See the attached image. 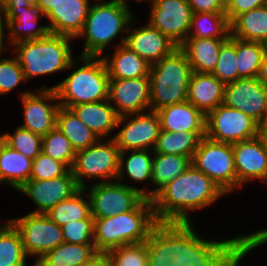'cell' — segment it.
<instances>
[{
  "instance_id": "cell-34",
  "label": "cell",
  "mask_w": 267,
  "mask_h": 266,
  "mask_svg": "<svg viewBox=\"0 0 267 266\" xmlns=\"http://www.w3.org/2000/svg\"><path fill=\"white\" fill-rule=\"evenodd\" d=\"M203 137H205V132L175 133L161 130L153 151L160 154L186 156L192 160Z\"/></svg>"
},
{
  "instance_id": "cell-43",
  "label": "cell",
  "mask_w": 267,
  "mask_h": 266,
  "mask_svg": "<svg viewBox=\"0 0 267 266\" xmlns=\"http://www.w3.org/2000/svg\"><path fill=\"white\" fill-rule=\"evenodd\" d=\"M26 82L23 68L14 54L10 58H0V96L11 93Z\"/></svg>"
},
{
  "instance_id": "cell-54",
  "label": "cell",
  "mask_w": 267,
  "mask_h": 266,
  "mask_svg": "<svg viewBox=\"0 0 267 266\" xmlns=\"http://www.w3.org/2000/svg\"><path fill=\"white\" fill-rule=\"evenodd\" d=\"M257 78L267 88V55H265L262 61Z\"/></svg>"
},
{
  "instance_id": "cell-45",
  "label": "cell",
  "mask_w": 267,
  "mask_h": 266,
  "mask_svg": "<svg viewBox=\"0 0 267 266\" xmlns=\"http://www.w3.org/2000/svg\"><path fill=\"white\" fill-rule=\"evenodd\" d=\"M70 169L62 162L41 152L32 162L29 180H48L65 175Z\"/></svg>"
},
{
  "instance_id": "cell-30",
  "label": "cell",
  "mask_w": 267,
  "mask_h": 266,
  "mask_svg": "<svg viewBox=\"0 0 267 266\" xmlns=\"http://www.w3.org/2000/svg\"><path fill=\"white\" fill-rule=\"evenodd\" d=\"M230 36L265 44L267 42V5L238 15L230 23Z\"/></svg>"
},
{
  "instance_id": "cell-41",
  "label": "cell",
  "mask_w": 267,
  "mask_h": 266,
  "mask_svg": "<svg viewBox=\"0 0 267 266\" xmlns=\"http://www.w3.org/2000/svg\"><path fill=\"white\" fill-rule=\"evenodd\" d=\"M236 60L237 38L229 36V39L220 48L218 63L212 74L224 84L236 81L238 79Z\"/></svg>"
},
{
  "instance_id": "cell-13",
  "label": "cell",
  "mask_w": 267,
  "mask_h": 266,
  "mask_svg": "<svg viewBox=\"0 0 267 266\" xmlns=\"http://www.w3.org/2000/svg\"><path fill=\"white\" fill-rule=\"evenodd\" d=\"M114 140L121 152L127 150L153 151L161 131L156 111L119 116Z\"/></svg>"
},
{
  "instance_id": "cell-22",
  "label": "cell",
  "mask_w": 267,
  "mask_h": 266,
  "mask_svg": "<svg viewBox=\"0 0 267 266\" xmlns=\"http://www.w3.org/2000/svg\"><path fill=\"white\" fill-rule=\"evenodd\" d=\"M90 1L94 0H60L52 6L45 14L50 33L76 39L83 30Z\"/></svg>"
},
{
  "instance_id": "cell-35",
  "label": "cell",
  "mask_w": 267,
  "mask_h": 266,
  "mask_svg": "<svg viewBox=\"0 0 267 266\" xmlns=\"http://www.w3.org/2000/svg\"><path fill=\"white\" fill-rule=\"evenodd\" d=\"M45 215L60 227L70 221L88 219L91 216V208L86 190L80 188L70 198L51 208Z\"/></svg>"
},
{
  "instance_id": "cell-15",
  "label": "cell",
  "mask_w": 267,
  "mask_h": 266,
  "mask_svg": "<svg viewBox=\"0 0 267 266\" xmlns=\"http://www.w3.org/2000/svg\"><path fill=\"white\" fill-rule=\"evenodd\" d=\"M148 23L178 47L188 37L192 9L187 0H151Z\"/></svg>"
},
{
  "instance_id": "cell-32",
  "label": "cell",
  "mask_w": 267,
  "mask_h": 266,
  "mask_svg": "<svg viewBox=\"0 0 267 266\" xmlns=\"http://www.w3.org/2000/svg\"><path fill=\"white\" fill-rule=\"evenodd\" d=\"M56 128L71 142L75 152L84 150L99 140L71 109L64 107L58 110Z\"/></svg>"
},
{
  "instance_id": "cell-5",
  "label": "cell",
  "mask_w": 267,
  "mask_h": 266,
  "mask_svg": "<svg viewBox=\"0 0 267 266\" xmlns=\"http://www.w3.org/2000/svg\"><path fill=\"white\" fill-rule=\"evenodd\" d=\"M74 40L65 35L49 33L39 39L18 42L11 49L29 82L36 77L65 72L76 57L71 47Z\"/></svg>"
},
{
  "instance_id": "cell-33",
  "label": "cell",
  "mask_w": 267,
  "mask_h": 266,
  "mask_svg": "<svg viewBox=\"0 0 267 266\" xmlns=\"http://www.w3.org/2000/svg\"><path fill=\"white\" fill-rule=\"evenodd\" d=\"M95 252L94 244L61 243L46 252L37 262L38 266H82Z\"/></svg>"
},
{
  "instance_id": "cell-38",
  "label": "cell",
  "mask_w": 267,
  "mask_h": 266,
  "mask_svg": "<svg viewBox=\"0 0 267 266\" xmlns=\"http://www.w3.org/2000/svg\"><path fill=\"white\" fill-rule=\"evenodd\" d=\"M266 55L264 43L237 38V70L239 78H255Z\"/></svg>"
},
{
  "instance_id": "cell-52",
  "label": "cell",
  "mask_w": 267,
  "mask_h": 266,
  "mask_svg": "<svg viewBox=\"0 0 267 266\" xmlns=\"http://www.w3.org/2000/svg\"><path fill=\"white\" fill-rule=\"evenodd\" d=\"M60 0H34L35 5L45 15L52 6H55Z\"/></svg>"
},
{
  "instance_id": "cell-24",
  "label": "cell",
  "mask_w": 267,
  "mask_h": 266,
  "mask_svg": "<svg viewBox=\"0 0 267 266\" xmlns=\"http://www.w3.org/2000/svg\"><path fill=\"white\" fill-rule=\"evenodd\" d=\"M99 139H113L119 115L107 100L83 103L70 108Z\"/></svg>"
},
{
  "instance_id": "cell-39",
  "label": "cell",
  "mask_w": 267,
  "mask_h": 266,
  "mask_svg": "<svg viewBox=\"0 0 267 266\" xmlns=\"http://www.w3.org/2000/svg\"><path fill=\"white\" fill-rule=\"evenodd\" d=\"M42 152L52 159L64 163L69 169H71L76 155L71 142L56 127L43 136Z\"/></svg>"
},
{
  "instance_id": "cell-19",
  "label": "cell",
  "mask_w": 267,
  "mask_h": 266,
  "mask_svg": "<svg viewBox=\"0 0 267 266\" xmlns=\"http://www.w3.org/2000/svg\"><path fill=\"white\" fill-rule=\"evenodd\" d=\"M224 104L252 117L258 123L267 110V88L258 78H239L225 84Z\"/></svg>"
},
{
  "instance_id": "cell-56",
  "label": "cell",
  "mask_w": 267,
  "mask_h": 266,
  "mask_svg": "<svg viewBox=\"0 0 267 266\" xmlns=\"http://www.w3.org/2000/svg\"><path fill=\"white\" fill-rule=\"evenodd\" d=\"M105 1V0H104ZM130 1V0H129ZM134 1H137V3L138 2H147V3H149L151 0H134ZM109 2H114V3H121V4H124V5H127V6H129V7H131L130 6V4H131V2L129 3L128 2V0H110Z\"/></svg>"
},
{
  "instance_id": "cell-16",
  "label": "cell",
  "mask_w": 267,
  "mask_h": 266,
  "mask_svg": "<svg viewBox=\"0 0 267 266\" xmlns=\"http://www.w3.org/2000/svg\"><path fill=\"white\" fill-rule=\"evenodd\" d=\"M80 187L71 170L65 175L48 180H29L19 190L32 200L35 209L29 213L45 214L55 205L70 198Z\"/></svg>"
},
{
  "instance_id": "cell-59",
  "label": "cell",
  "mask_w": 267,
  "mask_h": 266,
  "mask_svg": "<svg viewBox=\"0 0 267 266\" xmlns=\"http://www.w3.org/2000/svg\"><path fill=\"white\" fill-rule=\"evenodd\" d=\"M265 184H266V185H265ZM264 185H265V186H266V188H267V181L264 183ZM257 230H258V231H262V230H264V231H267V227H266V228H264V229H263V228H262V229H260V228H259V229H257Z\"/></svg>"
},
{
  "instance_id": "cell-46",
  "label": "cell",
  "mask_w": 267,
  "mask_h": 266,
  "mask_svg": "<svg viewBox=\"0 0 267 266\" xmlns=\"http://www.w3.org/2000/svg\"><path fill=\"white\" fill-rule=\"evenodd\" d=\"M241 261L231 251H200L191 266H240Z\"/></svg>"
},
{
  "instance_id": "cell-58",
  "label": "cell",
  "mask_w": 267,
  "mask_h": 266,
  "mask_svg": "<svg viewBox=\"0 0 267 266\" xmlns=\"http://www.w3.org/2000/svg\"><path fill=\"white\" fill-rule=\"evenodd\" d=\"M106 266H117L113 261L109 260Z\"/></svg>"
},
{
  "instance_id": "cell-36",
  "label": "cell",
  "mask_w": 267,
  "mask_h": 266,
  "mask_svg": "<svg viewBox=\"0 0 267 266\" xmlns=\"http://www.w3.org/2000/svg\"><path fill=\"white\" fill-rule=\"evenodd\" d=\"M230 24L225 12L193 13L188 37L229 39Z\"/></svg>"
},
{
  "instance_id": "cell-1",
  "label": "cell",
  "mask_w": 267,
  "mask_h": 266,
  "mask_svg": "<svg viewBox=\"0 0 267 266\" xmlns=\"http://www.w3.org/2000/svg\"><path fill=\"white\" fill-rule=\"evenodd\" d=\"M226 196L217 184L191 163L151 201L156 221L162 228L172 231L184 243L196 246L200 251H224V240L202 237L196 231L191 215Z\"/></svg>"
},
{
  "instance_id": "cell-47",
  "label": "cell",
  "mask_w": 267,
  "mask_h": 266,
  "mask_svg": "<svg viewBox=\"0 0 267 266\" xmlns=\"http://www.w3.org/2000/svg\"><path fill=\"white\" fill-rule=\"evenodd\" d=\"M267 5V0H229L225 14L229 24L238 16L252 9Z\"/></svg>"
},
{
  "instance_id": "cell-12",
  "label": "cell",
  "mask_w": 267,
  "mask_h": 266,
  "mask_svg": "<svg viewBox=\"0 0 267 266\" xmlns=\"http://www.w3.org/2000/svg\"><path fill=\"white\" fill-rule=\"evenodd\" d=\"M205 136L216 142L233 144L259 136V123L223 103L206 115Z\"/></svg>"
},
{
  "instance_id": "cell-31",
  "label": "cell",
  "mask_w": 267,
  "mask_h": 266,
  "mask_svg": "<svg viewBox=\"0 0 267 266\" xmlns=\"http://www.w3.org/2000/svg\"><path fill=\"white\" fill-rule=\"evenodd\" d=\"M154 151L127 150L120 153L119 172L116 181L123 184L128 177L132 182L151 184ZM149 180V181H148Z\"/></svg>"
},
{
  "instance_id": "cell-55",
  "label": "cell",
  "mask_w": 267,
  "mask_h": 266,
  "mask_svg": "<svg viewBox=\"0 0 267 266\" xmlns=\"http://www.w3.org/2000/svg\"><path fill=\"white\" fill-rule=\"evenodd\" d=\"M259 132H267V110L263 119L259 122Z\"/></svg>"
},
{
  "instance_id": "cell-25",
  "label": "cell",
  "mask_w": 267,
  "mask_h": 266,
  "mask_svg": "<svg viewBox=\"0 0 267 266\" xmlns=\"http://www.w3.org/2000/svg\"><path fill=\"white\" fill-rule=\"evenodd\" d=\"M161 130L169 132H205L206 116L190 102L167 105L156 111Z\"/></svg>"
},
{
  "instance_id": "cell-3",
  "label": "cell",
  "mask_w": 267,
  "mask_h": 266,
  "mask_svg": "<svg viewBox=\"0 0 267 266\" xmlns=\"http://www.w3.org/2000/svg\"><path fill=\"white\" fill-rule=\"evenodd\" d=\"M66 71L71 72L61 82L50 87H46V84L40 87L54 89L61 107L70 109L79 104L108 99L110 78L102 57L78 55Z\"/></svg>"
},
{
  "instance_id": "cell-17",
  "label": "cell",
  "mask_w": 267,
  "mask_h": 266,
  "mask_svg": "<svg viewBox=\"0 0 267 266\" xmlns=\"http://www.w3.org/2000/svg\"><path fill=\"white\" fill-rule=\"evenodd\" d=\"M235 169L237 174V190L251 182L259 181L263 185L267 181V151L262 139H253L232 144Z\"/></svg>"
},
{
  "instance_id": "cell-27",
  "label": "cell",
  "mask_w": 267,
  "mask_h": 266,
  "mask_svg": "<svg viewBox=\"0 0 267 266\" xmlns=\"http://www.w3.org/2000/svg\"><path fill=\"white\" fill-rule=\"evenodd\" d=\"M227 40L187 37L179 48L185 53L193 72L213 73L220 48Z\"/></svg>"
},
{
  "instance_id": "cell-53",
  "label": "cell",
  "mask_w": 267,
  "mask_h": 266,
  "mask_svg": "<svg viewBox=\"0 0 267 266\" xmlns=\"http://www.w3.org/2000/svg\"><path fill=\"white\" fill-rule=\"evenodd\" d=\"M34 0H3L1 2V9L3 7H23L33 4Z\"/></svg>"
},
{
  "instance_id": "cell-18",
  "label": "cell",
  "mask_w": 267,
  "mask_h": 266,
  "mask_svg": "<svg viewBox=\"0 0 267 266\" xmlns=\"http://www.w3.org/2000/svg\"><path fill=\"white\" fill-rule=\"evenodd\" d=\"M108 101L119 116L150 111V78L110 79Z\"/></svg>"
},
{
  "instance_id": "cell-2",
  "label": "cell",
  "mask_w": 267,
  "mask_h": 266,
  "mask_svg": "<svg viewBox=\"0 0 267 266\" xmlns=\"http://www.w3.org/2000/svg\"><path fill=\"white\" fill-rule=\"evenodd\" d=\"M161 229L151 199L145 198L129 212L94 219L95 250L108 252L126 244L149 241Z\"/></svg>"
},
{
  "instance_id": "cell-6",
  "label": "cell",
  "mask_w": 267,
  "mask_h": 266,
  "mask_svg": "<svg viewBox=\"0 0 267 266\" xmlns=\"http://www.w3.org/2000/svg\"><path fill=\"white\" fill-rule=\"evenodd\" d=\"M193 71L185 53L178 47L150 67V111L187 101Z\"/></svg>"
},
{
  "instance_id": "cell-57",
  "label": "cell",
  "mask_w": 267,
  "mask_h": 266,
  "mask_svg": "<svg viewBox=\"0 0 267 266\" xmlns=\"http://www.w3.org/2000/svg\"><path fill=\"white\" fill-rule=\"evenodd\" d=\"M259 137L262 139L265 149L267 151V132H259Z\"/></svg>"
},
{
  "instance_id": "cell-28",
  "label": "cell",
  "mask_w": 267,
  "mask_h": 266,
  "mask_svg": "<svg viewBox=\"0 0 267 266\" xmlns=\"http://www.w3.org/2000/svg\"><path fill=\"white\" fill-rule=\"evenodd\" d=\"M33 160L0 140V180L15 191L30 179Z\"/></svg>"
},
{
  "instance_id": "cell-26",
  "label": "cell",
  "mask_w": 267,
  "mask_h": 266,
  "mask_svg": "<svg viewBox=\"0 0 267 266\" xmlns=\"http://www.w3.org/2000/svg\"><path fill=\"white\" fill-rule=\"evenodd\" d=\"M114 47L111 56L102 55L110 79L149 77L151 64L124 44Z\"/></svg>"
},
{
  "instance_id": "cell-9",
  "label": "cell",
  "mask_w": 267,
  "mask_h": 266,
  "mask_svg": "<svg viewBox=\"0 0 267 266\" xmlns=\"http://www.w3.org/2000/svg\"><path fill=\"white\" fill-rule=\"evenodd\" d=\"M91 184L84 189L89 196L91 216L94 219L111 217L135 209L147 198V189L144 187L149 185L144 183L145 186L140 188L134 186V183L131 186L118 181Z\"/></svg>"
},
{
  "instance_id": "cell-49",
  "label": "cell",
  "mask_w": 267,
  "mask_h": 266,
  "mask_svg": "<svg viewBox=\"0 0 267 266\" xmlns=\"http://www.w3.org/2000/svg\"><path fill=\"white\" fill-rule=\"evenodd\" d=\"M193 13H215L225 12L226 2L224 0H187Z\"/></svg>"
},
{
  "instance_id": "cell-21",
  "label": "cell",
  "mask_w": 267,
  "mask_h": 266,
  "mask_svg": "<svg viewBox=\"0 0 267 266\" xmlns=\"http://www.w3.org/2000/svg\"><path fill=\"white\" fill-rule=\"evenodd\" d=\"M1 11L7 20L8 40L11 45L39 39L50 33L47 23L39 24L40 19L45 18V15L35 3L23 7H3Z\"/></svg>"
},
{
  "instance_id": "cell-42",
  "label": "cell",
  "mask_w": 267,
  "mask_h": 266,
  "mask_svg": "<svg viewBox=\"0 0 267 266\" xmlns=\"http://www.w3.org/2000/svg\"><path fill=\"white\" fill-rule=\"evenodd\" d=\"M238 235L231 239L225 238L224 251H231L241 262L253 250L267 244V231L264 230H256L249 234Z\"/></svg>"
},
{
  "instance_id": "cell-7",
  "label": "cell",
  "mask_w": 267,
  "mask_h": 266,
  "mask_svg": "<svg viewBox=\"0 0 267 266\" xmlns=\"http://www.w3.org/2000/svg\"><path fill=\"white\" fill-rule=\"evenodd\" d=\"M120 149L114 139H99L90 147L76 152L71 172L80 188L88 182L116 181L119 172ZM89 180V181H87Z\"/></svg>"
},
{
  "instance_id": "cell-37",
  "label": "cell",
  "mask_w": 267,
  "mask_h": 266,
  "mask_svg": "<svg viewBox=\"0 0 267 266\" xmlns=\"http://www.w3.org/2000/svg\"><path fill=\"white\" fill-rule=\"evenodd\" d=\"M20 232L9 221L0 226V266H27Z\"/></svg>"
},
{
  "instance_id": "cell-10",
  "label": "cell",
  "mask_w": 267,
  "mask_h": 266,
  "mask_svg": "<svg viewBox=\"0 0 267 266\" xmlns=\"http://www.w3.org/2000/svg\"><path fill=\"white\" fill-rule=\"evenodd\" d=\"M191 163L217 184L226 195L237 190V174L233 147L203 137L194 152Z\"/></svg>"
},
{
  "instance_id": "cell-44",
  "label": "cell",
  "mask_w": 267,
  "mask_h": 266,
  "mask_svg": "<svg viewBox=\"0 0 267 266\" xmlns=\"http://www.w3.org/2000/svg\"><path fill=\"white\" fill-rule=\"evenodd\" d=\"M65 243L94 244V218L75 220L61 226Z\"/></svg>"
},
{
  "instance_id": "cell-50",
  "label": "cell",
  "mask_w": 267,
  "mask_h": 266,
  "mask_svg": "<svg viewBox=\"0 0 267 266\" xmlns=\"http://www.w3.org/2000/svg\"><path fill=\"white\" fill-rule=\"evenodd\" d=\"M6 29V30H5ZM12 46L8 40L7 20L4 13L0 10V56L5 55ZM1 58V57H0Z\"/></svg>"
},
{
  "instance_id": "cell-29",
  "label": "cell",
  "mask_w": 267,
  "mask_h": 266,
  "mask_svg": "<svg viewBox=\"0 0 267 266\" xmlns=\"http://www.w3.org/2000/svg\"><path fill=\"white\" fill-rule=\"evenodd\" d=\"M191 164V159L186 156L176 154L153 155L151 185L154 188L147 187V198L151 199L161 188L170 181L182 174Z\"/></svg>"
},
{
  "instance_id": "cell-14",
  "label": "cell",
  "mask_w": 267,
  "mask_h": 266,
  "mask_svg": "<svg viewBox=\"0 0 267 266\" xmlns=\"http://www.w3.org/2000/svg\"><path fill=\"white\" fill-rule=\"evenodd\" d=\"M23 108V124L20 127L44 136L56 127V118L61 107L54 89L27 88L20 91Z\"/></svg>"
},
{
  "instance_id": "cell-4",
  "label": "cell",
  "mask_w": 267,
  "mask_h": 266,
  "mask_svg": "<svg viewBox=\"0 0 267 266\" xmlns=\"http://www.w3.org/2000/svg\"><path fill=\"white\" fill-rule=\"evenodd\" d=\"M132 8L121 4L94 0L91 4L82 32L75 39H83L81 56L102 57L106 47L124 44L129 23L134 18ZM121 36V37H120Z\"/></svg>"
},
{
  "instance_id": "cell-8",
  "label": "cell",
  "mask_w": 267,
  "mask_h": 266,
  "mask_svg": "<svg viewBox=\"0 0 267 266\" xmlns=\"http://www.w3.org/2000/svg\"><path fill=\"white\" fill-rule=\"evenodd\" d=\"M184 242L162 228L151 240L110 249V260L117 266H162Z\"/></svg>"
},
{
  "instance_id": "cell-48",
  "label": "cell",
  "mask_w": 267,
  "mask_h": 266,
  "mask_svg": "<svg viewBox=\"0 0 267 266\" xmlns=\"http://www.w3.org/2000/svg\"><path fill=\"white\" fill-rule=\"evenodd\" d=\"M200 250L184 243L162 266H186Z\"/></svg>"
},
{
  "instance_id": "cell-40",
  "label": "cell",
  "mask_w": 267,
  "mask_h": 266,
  "mask_svg": "<svg viewBox=\"0 0 267 266\" xmlns=\"http://www.w3.org/2000/svg\"><path fill=\"white\" fill-rule=\"evenodd\" d=\"M1 139L11 148L32 160L42 152L43 136L32 133L20 126L15 128L14 133H3Z\"/></svg>"
},
{
  "instance_id": "cell-20",
  "label": "cell",
  "mask_w": 267,
  "mask_h": 266,
  "mask_svg": "<svg viewBox=\"0 0 267 266\" xmlns=\"http://www.w3.org/2000/svg\"><path fill=\"white\" fill-rule=\"evenodd\" d=\"M135 17L129 23L124 45L134 51L149 64L160 61L170 55L178 46L158 29L146 22L134 28ZM135 21V22H134Z\"/></svg>"
},
{
  "instance_id": "cell-51",
  "label": "cell",
  "mask_w": 267,
  "mask_h": 266,
  "mask_svg": "<svg viewBox=\"0 0 267 266\" xmlns=\"http://www.w3.org/2000/svg\"><path fill=\"white\" fill-rule=\"evenodd\" d=\"M110 260L108 252H95L82 266H106Z\"/></svg>"
},
{
  "instance_id": "cell-23",
  "label": "cell",
  "mask_w": 267,
  "mask_h": 266,
  "mask_svg": "<svg viewBox=\"0 0 267 266\" xmlns=\"http://www.w3.org/2000/svg\"><path fill=\"white\" fill-rule=\"evenodd\" d=\"M225 84L212 73L193 72L187 101L205 116L224 103Z\"/></svg>"
},
{
  "instance_id": "cell-11",
  "label": "cell",
  "mask_w": 267,
  "mask_h": 266,
  "mask_svg": "<svg viewBox=\"0 0 267 266\" xmlns=\"http://www.w3.org/2000/svg\"><path fill=\"white\" fill-rule=\"evenodd\" d=\"M8 220L20 232L24 251L28 258H35L34 263L64 242L61 227L45 214L27 213Z\"/></svg>"
},
{
  "instance_id": "cell-60",
  "label": "cell",
  "mask_w": 267,
  "mask_h": 266,
  "mask_svg": "<svg viewBox=\"0 0 267 266\" xmlns=\"http://www.w3.org/2000/svg\"><path fill=\"white\" fill-rule=\"evenodd\" d=\"M265 46H266V55H267V42L265 43Z\"/></svg>"
}]
</instances>
